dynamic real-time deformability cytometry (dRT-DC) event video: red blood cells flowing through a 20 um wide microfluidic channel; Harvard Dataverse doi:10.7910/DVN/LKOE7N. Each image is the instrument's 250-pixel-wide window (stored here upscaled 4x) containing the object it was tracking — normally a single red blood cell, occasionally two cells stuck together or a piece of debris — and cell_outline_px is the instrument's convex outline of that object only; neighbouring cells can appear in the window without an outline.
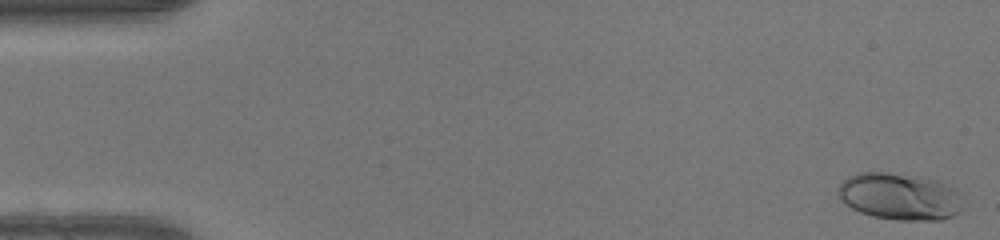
{"species": "human", "species_latin": "Homo sapiens", "temperature_condition": "warm", "stored_images_in_passage": 49, "camera_frame_rate_fps": 3000, "um_per_image_px": 0.085, "donor": {"sex": "female"}, "frame": {"image": 1, "passage_image": 1, "time_ms": 0.0, "image_size_px": [1000, 240], "cell_outline_px": [[960, 212], [944, 220], [896, 220], [872, 216], [860, 212], [844, 204], [836, 196], [836, 192], [840, 184], [844, 180], [860, 172], [884, 172], [936, 180], [956, 188], [960, 192]], "centroid_in_image_um": [76.45, 16.72], "position_along_channel_um": 8.5, "area_um2": 34.16}}
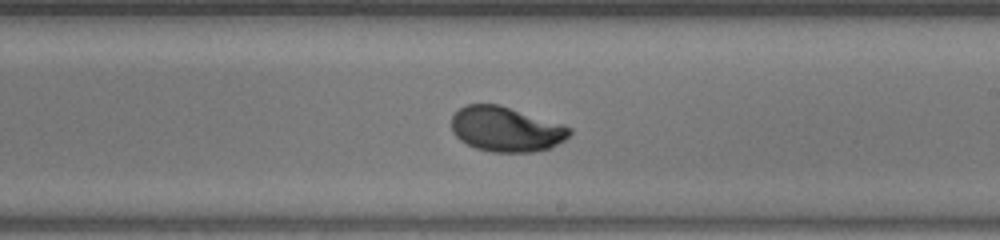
{"frame": {"image": 2, "passage_image": 29, "time_ms": 9.333, "image_size_px": [1000, 240], "cell_outline_px": [[572, 132], [564, 140], [552, 148], [532, 152], [492, 152], [476, 148], [460, 140], [452, 132], [452, 116], [460, 108], [468, 104], [500, 104], [564, 124], [572, 128]], "centroid_in_image_um": [43.04, 10.98], "position_along_channel_um": 246.0, "area_um2": 31.15}}
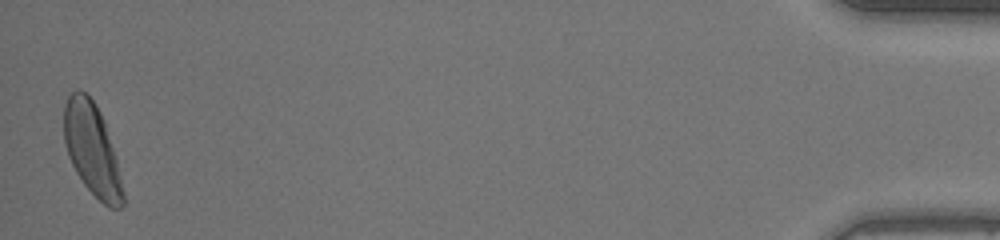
{"frame": {"image": 3, "passage_image": 49, "time_ms": 16.0, "image_size_px": [1000, 240], "cell_outline_px": [[124, 204], [120, 208], [108, 208], [84, 184], [76, 172], [68, 156], [64, 140], [64, 104], [68, 96], [72, 92], [80, 88], [96, 104], [104, 120], [116, 160], [124, 192]], "centroid_in_image_um": [7.81, 12.69], "position_along_channel_um": 427.4, "area_um2": 31.33}, "authors_computed_cell_mechanics": {"area_um2": 30.7496, "velocity_mm_per_s": 4.1717, "shape_relaxation_time_tau1_ms": 3.1126, "shape_relaxation_time_tau2_ms": null, "deformation_change_tau1": 0.1716, "deformation_change_tau2": null}}